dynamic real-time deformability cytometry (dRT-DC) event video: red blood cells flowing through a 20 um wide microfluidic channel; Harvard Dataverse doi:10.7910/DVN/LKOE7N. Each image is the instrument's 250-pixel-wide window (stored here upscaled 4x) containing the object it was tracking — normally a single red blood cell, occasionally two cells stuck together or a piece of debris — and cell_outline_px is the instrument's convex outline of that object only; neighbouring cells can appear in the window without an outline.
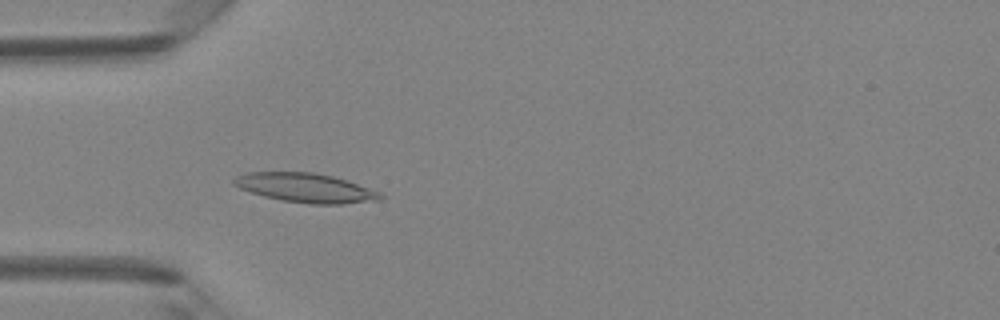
{"species": "Egyptian fruit bat (a non-hibernating species)", "species_latin": "Rousettus aegyptiacus", "temperature_condition": "room temperature", "stored_images_in_passage": 48, "camera_frame_rate_fps": 3000, "um_per_image_px": 0.085, "animal": {"sex": "female"}, "frame": {"image": 1, "passage_image": 15, "time_ms": 4.667, "image_size_px": [1000, 320], "cell_outline_px": [[388, 196], [384, 200], [344, 204], [308, 204], [280, 200], [264, 196], [240, 188], [232, 184], [232, 180], [236, 176], [248, 172], [312, 172], [332, 176], [380, 192]], "centroid_in_image_um": [26.01, 15.98], "position_along_channel_um": 59.0, "area_um2": 25.03}}
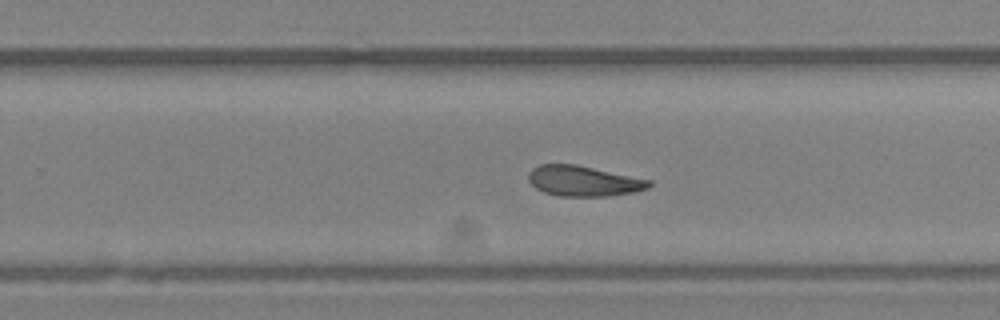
{"frame": {"image": 2, "passage_image": 31, "time_ms": 10.0, "image_size_px": [1000, 320], "cell_outline_px": [[652, 184], [648, 188], [632, 192], [608, 196], [560, 196], [544, 192], [536, 188], [528, 180], [528, 172], [532, 168], [540, 164], [576, 164], [652, 180]], "centroid_in_image_um": [49.59, 15.38], "position_along_channel_um": 280.2, "area_um2": 21.39}}
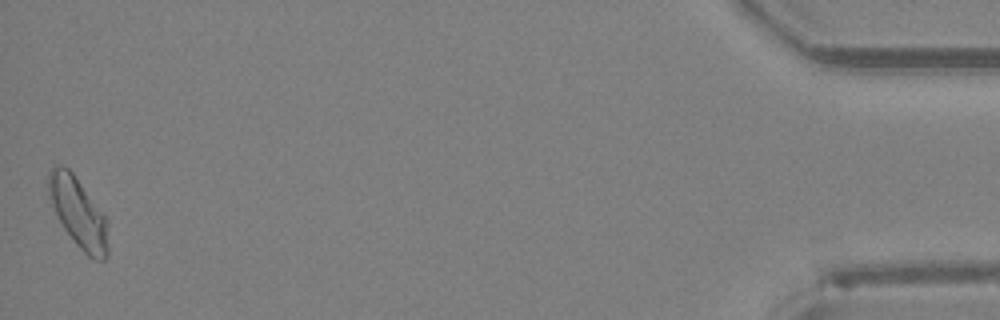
{"frame": {"image": 3, "passage_image": 48, "time_ms": 15.667, "image_size_px": [1000, 320], "cell_outline_px": [[108, 252], [104, 260], [96, 260], [88, 256], [76, 244], [64, 228], [48, 196], [48, 172], [52, 164], [64, 164], [72, 172], [104, 216], [108, 248]], "centroid_in_image_um": [6.6, 18.03], "position_along_channel_um": 428.6, "area_um2": 23.64}, "authors_computed_cell_mechanics": {"area_um2": 22.6576, "velocity_mm_per_s": 4.2177, "shape_relaxation_time_tau1_ms": 3.7651, "shape_relaxation_time_tau2_ms": 4.1324, "deformation_change_tau1": 0.1383, "deformation_change_tau2": 0.1252}}